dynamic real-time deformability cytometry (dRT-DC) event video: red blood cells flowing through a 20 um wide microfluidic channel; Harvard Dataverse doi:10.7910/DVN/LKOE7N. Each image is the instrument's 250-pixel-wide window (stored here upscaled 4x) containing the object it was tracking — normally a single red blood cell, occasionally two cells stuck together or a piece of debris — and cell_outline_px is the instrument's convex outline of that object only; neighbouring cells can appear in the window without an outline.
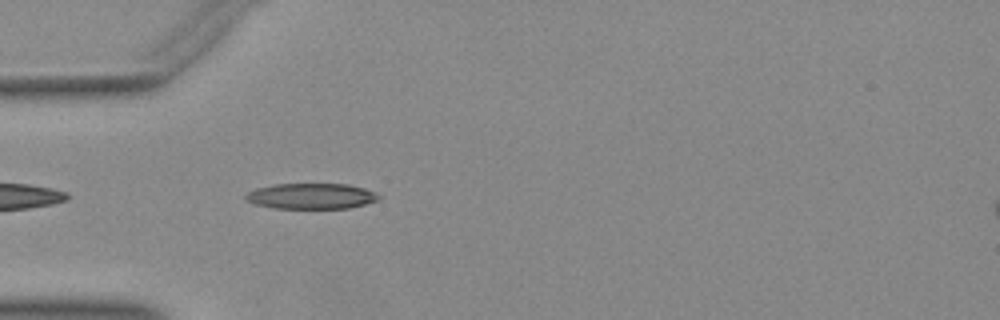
{"species": "Egyptian fruit bat (a non-hibernating species)", "species_latin": "Rousettus aegyptiacus", "temperature_condition": "warm", "stored_images_in_passage": 38, "camera_frame_rate_fps": 3000, "um_per_image_px": 0.085, "animal": {"sex": "female"}, "frame": {"image": 1, "passage_image": 2, "time_ms": 0.333, "image_size_px": [1000, 320], "cell_outline_px": [[380, 196], [376, 200], [364, 204], [348, 208], [276, 208], [256, 204], [248, 200], [244, 196], [248, 192], [256, 188], [276, 184], [348, 184], [364, 188], [376, 192]], "centroid_in_image_um": [26.47, 16.66], "position_along_channel_um": 58.5, "area_um2": 19.65}}
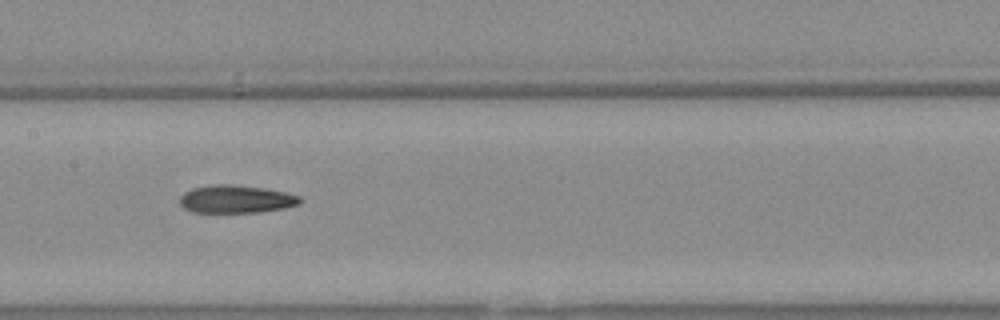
{"frame": {"image": 2, "passage_image": 12, "time_ms": 3.667, "image_size_px": [1000, 320], "cell_outline_px": [[304, 200], [300, 204], [284, 208], [260, 212], [192, 212], [184, 208], [180, 204], [180, 196], [184, 192], [192, 188], [216, 184], [228, 184], [264, 188], [284, 192], [300, 196]], "centroid_in_image_um": [20.08, 16.93], "position_along_channel_um": 187.3, "area_um2": 19.54}}
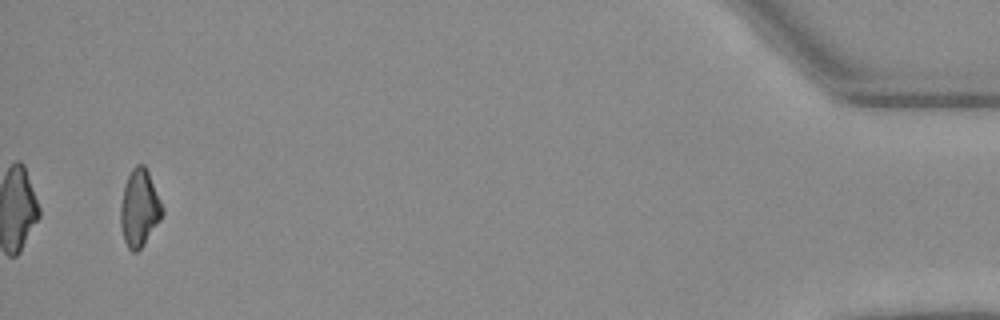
{"frame": {"image": 3, "passage_image": 36, "time_ms": 11.667, "image_size_px": [1000, 320], "cell_outline_px": [[164, 212], [160, 220], [144, 244], [136, 252], [132, 252], [128, 248], [124, 240], [120, 224], [120, 204], [124, 188], [128, 176], [132, 168], [136, 164], [144, 164], [148, 172], [164, 208]], "centroid_in_image_um": [11.85, 17.7], "position_along_channel_um": 423.4, "area_um2": 18.67}}